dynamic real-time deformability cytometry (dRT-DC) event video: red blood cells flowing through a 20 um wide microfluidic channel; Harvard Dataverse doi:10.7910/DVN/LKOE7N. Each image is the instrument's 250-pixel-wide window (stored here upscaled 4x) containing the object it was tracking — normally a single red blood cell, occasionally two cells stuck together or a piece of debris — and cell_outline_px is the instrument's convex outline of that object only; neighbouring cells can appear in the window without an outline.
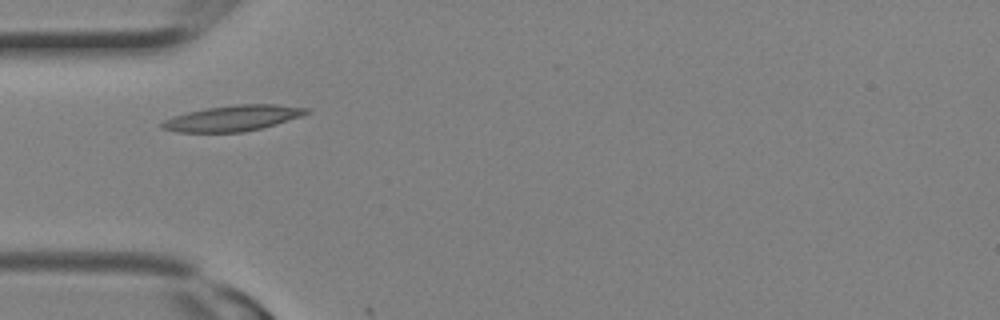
{"species": "Egyptian fruit bat (a non-hibernating species)", "species_latin": "Rousettus aegyptiacus", "temperature_condition": "room temperature", "stored_images_in_passage": 2, "camera_frame_rate_fps": 3000, "um_per_image_px": 0.085, "animal": {"sex": "female"}, "frame": {"image": 1, "passage_image": 2, "time_ms": 0.333, "image_size_px": [1000, 320], "cell_outline_px": [[312, 112], [276, 124], [244, 132], [176, 132], [160, 128], [160, 124], [164, 120], [172, 116], [188, 112], [208, 108], [236, 104], [276, 104], [308, 108]], "centroid_in_image_um": [19.78, 10.04], "position_along_channel_um": 65.2, "area_um2": 21.56}}